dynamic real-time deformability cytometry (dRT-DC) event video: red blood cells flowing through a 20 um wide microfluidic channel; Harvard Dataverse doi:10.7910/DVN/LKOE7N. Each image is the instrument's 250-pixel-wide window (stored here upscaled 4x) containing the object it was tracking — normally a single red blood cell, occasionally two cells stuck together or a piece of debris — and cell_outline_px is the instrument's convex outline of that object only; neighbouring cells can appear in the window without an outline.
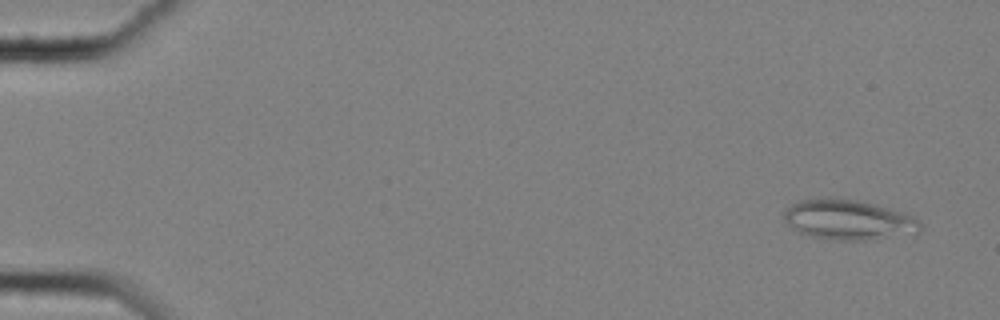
{"species": "common noctule bat (a hibernating species)", "species_latin": "Nyctalus noctula", "temperature_condition": "cold", "stored_images_in_passage": 57, "camera_frame_rate_fps": 3000, "um_per_image_px": 0.085, "animal": {"sex": "female", "body_mass_g": 25.1}, "frame": {"image": 1, "passage_image": 2, "time_ms": 0.333, "image_size_px": [1000, 320], "cell_outline_px": [[920, 228], [916, 236], [864, 240], [840, 240], [812, 236], [796, 232], [788, 224], [784, 216], [784, 212], [796, 200], [828, 196], [856, 200], [872, 204], [900, 212], [912, 216], [920, 224]], "centroid_in_image_um": [72.12, 18.69], "position_along_channel_um": 12.9, "area_um2": 32.08}}
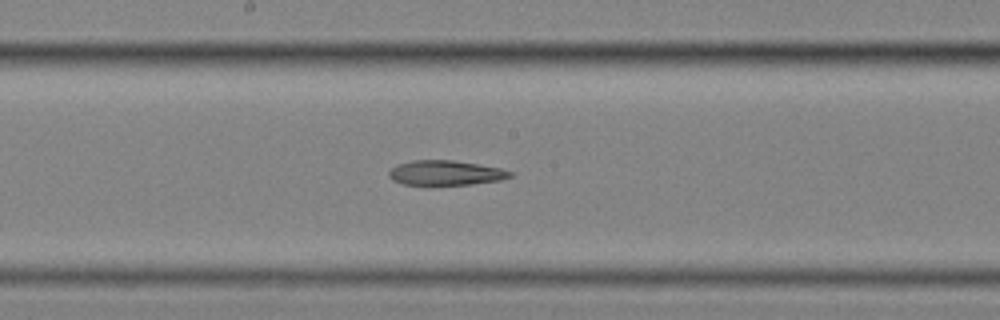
{"frame": {"image": 2, "passage_image": 31, "time_ms": 10.0, "image_size_px": [1000, 320], "cell_outline_px": [[512, 176], [500, 180], [472, 184], [404, 184], [392, 180], [388, 176], [388, 172], [396, 164], [412, 160], [452, 160], [500, 168], [512, 172]], "centroid_in_image_um": [37.84, 14.68], "position_along_channel_um": 210.4, "area_um2": 17.28}}
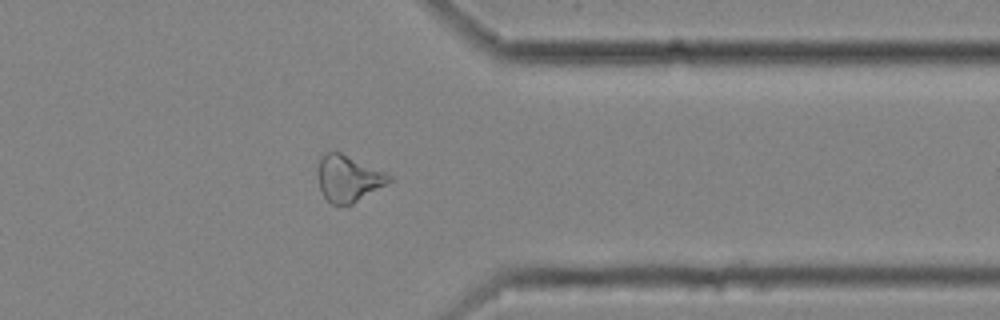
{"frame": {"image": 3, "passage_image": 46, "time_ms": 15.0, "image_size_px": [1000, 320], "cell_outline_px": [[392, 180], [352, 204], [332, 204], [324, 196], [320, 188], [316, 168], [320, 156], [324, 152], [340, 152], [384, 172], [392, 176]], "centroid_in_image_um": [29.55, 15.15], "position_along_channel_um": 381.9, "area_um2": 18.96}}